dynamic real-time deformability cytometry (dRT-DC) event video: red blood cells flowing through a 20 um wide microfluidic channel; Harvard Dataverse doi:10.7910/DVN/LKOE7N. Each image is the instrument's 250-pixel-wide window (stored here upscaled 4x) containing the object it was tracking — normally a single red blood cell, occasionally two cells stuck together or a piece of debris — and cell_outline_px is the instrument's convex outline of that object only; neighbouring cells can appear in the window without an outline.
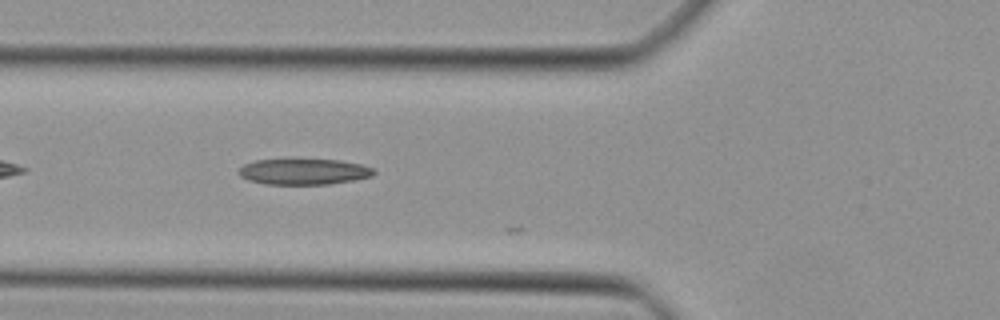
{"species": "Egyptian fruit bat (a non-hibernating species)", "species_latin": "Rousettus aegyptiacus", "temperature_condition": "cold", "stored_images_in_passage": 9, "camera_frame_rate_fps": 3000, "um_per_image_px": 0.085, "animal": {"sex": "female"}, "frame": {"image": 1, "passage_image": 5, "time_ms": 1.333, "image_size_px": [1000, 320], "cell_outline_px": [[376, 172], [372, 176], [352, 180], [328, 184], [264, 184], [248, 180], [240, 176], [236, 172], [244, 164], [256, 160], [340, 160], [360, 164], [372, 168]], "centroid_in_image_um": [25.79, 14.6], "position_along_channel_um": 100.0, "area_um2": 20.17}}
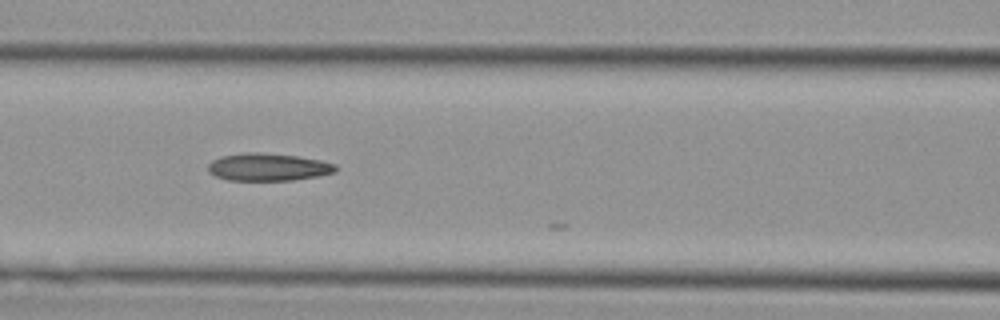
{"frame": {"image": 2, "passage_image": 8, "time_ms": 2.333, "image_size_px": [1000, 320], "cell_outline_px": [[336, 172], [316, 176], [292, 180], [228, 180], [216, 176], [208, 172], [208, 164], [212, 160], [220, 156], [244, 152], [260, 152], [296, 156], [320, 160], [336, 164]], "centroid_in_image_um": [22.75, 14.19], "position_along_channel_um": 143.8, "area_um2": 20.46}}